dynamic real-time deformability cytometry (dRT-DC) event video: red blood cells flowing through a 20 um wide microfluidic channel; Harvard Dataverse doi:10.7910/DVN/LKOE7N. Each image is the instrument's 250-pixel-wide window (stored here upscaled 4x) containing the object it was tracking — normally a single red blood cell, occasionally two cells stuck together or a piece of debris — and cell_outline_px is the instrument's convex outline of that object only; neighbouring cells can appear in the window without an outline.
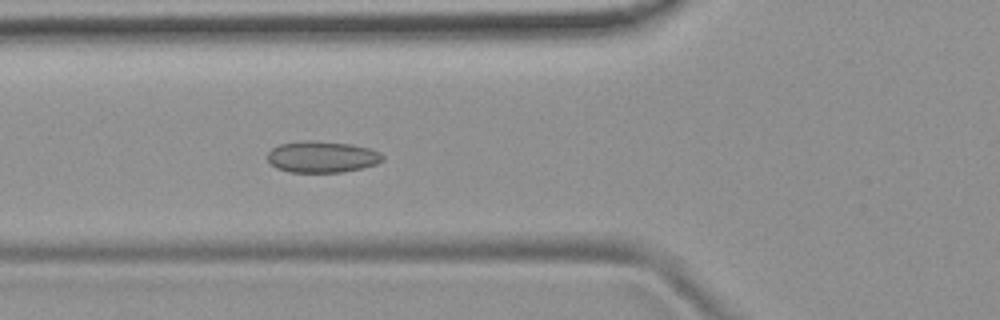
{"species": "common noctule bat (a hibernating species)", "species_latin": "Nyctalus noctula", "temperature_condition": "room temperature", "stored_images_in_passage": 4, "camera_frame_rate_fps": 3000, "um_per_image_px": 0.085, "animal": {"sex": "female", "body_mass_g": 19.9}, "frame": {"image": 1, "passage_image": 4, "time_ms": 1.0, "image_size_px": [1000, 320], "cell_outline_px": [[384, 160], [376, 164], [344, 172], [288, 172], [276, 168], [268, 160], [268, 152], [272, 148], [280, 144], [304, 140], [316, 140], [352, 144], [368, 148], [380, 152], [384, 156]], "centroid_in_image_um": [27.37, 13.32], "position_along_channel_um": 98.4, "area_um2": 21.21}}